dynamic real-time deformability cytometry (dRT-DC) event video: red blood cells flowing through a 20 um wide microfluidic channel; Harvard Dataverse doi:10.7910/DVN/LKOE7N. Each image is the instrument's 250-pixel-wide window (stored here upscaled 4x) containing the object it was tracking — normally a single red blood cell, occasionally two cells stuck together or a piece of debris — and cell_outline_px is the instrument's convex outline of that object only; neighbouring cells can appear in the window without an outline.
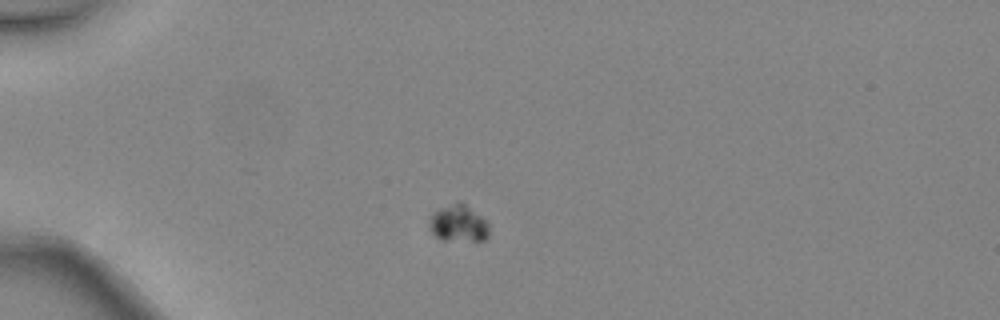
{"species": "common noctule bat (a hibernating species)", "species_latin": "Nyctalus noctula", "temperature_condition": "warm", "stored_images_in_passage": 3, "camera_frame_rate_fps": 3000, "um_per_image_px": 0.085, "animal": {"sex": "female", "body_mass_g": 24.6, "forearm_length_mm": 56.2}, "frame": {"image": 1, "passage_image": 1, "time_ms": 0.0, "image_size_px": [1000, 320], "cell_outline_px": [[488, 236], [484, 240], [440, 240], [432, 232], [428, 220], [432, 212], [440, 208], [460, 200], [480, 216], [488, 224]], "centroid_in_image_um": [38.93, 18.98], "position_along_channel_um": 46.1, "area_um2": 12.72}}
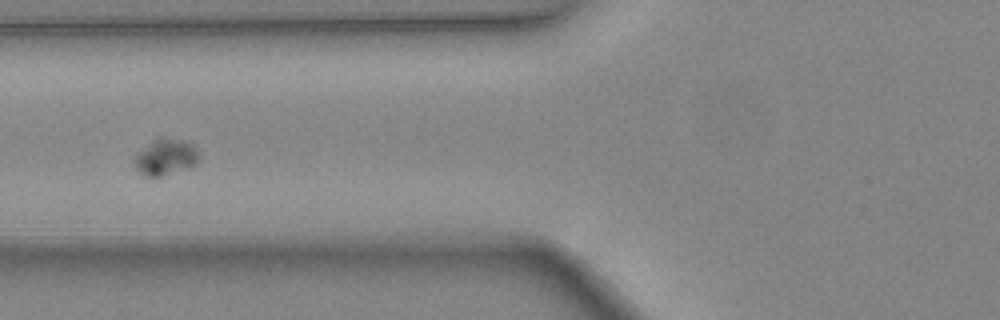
{"frame": {"image": 2, "passage_image": 3, "time_ms": 0.667, "image_size_px": [1000, 320], "cell_outline_px": [[200, 156], [196, 164], [188, 168], [160, 176], [144, 176], [136, 168], [132, 160], [136, 152], [156, 136], [160, 136], [192, 144], [196, 148]], "centroid_in_image_um": [14.02, 13.33], "position_along_channel_um": 111.8, "area_um2": 13.81}}